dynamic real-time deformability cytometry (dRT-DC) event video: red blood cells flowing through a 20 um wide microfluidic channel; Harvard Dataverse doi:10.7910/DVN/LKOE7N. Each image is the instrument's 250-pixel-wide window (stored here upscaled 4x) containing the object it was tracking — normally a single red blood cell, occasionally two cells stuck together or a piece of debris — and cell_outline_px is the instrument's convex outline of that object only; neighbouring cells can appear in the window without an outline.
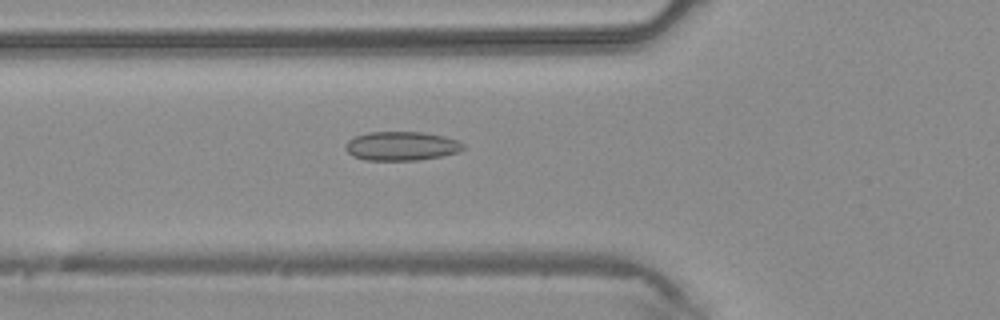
{"species": "common noctule bat (a hibernating species)", "species_latin": "Nyctalus noctula", "temperature_condition": "warm", "stored_images_in_passage": 43, "camera_frame_rate_fps": 3000, "um_per_image_px": 0.085, "animal": {"sex": "male", "body_mass_g": 20.4}, "frame": {"image": 1, "passage_image": 16, "time_ms": 5.0, "image_size_px": [1000, 320], "cell_outline_px": [[464, 148], [460, 152], [440, 156], [416, 160], [364, 160], [352, 156], [344, 148], [344, 144], [348, 140], [356, 136], [368, 132], [424, 132], [444, 136], [456, 140], [464, 144]], "centroid_in_image_um": [34.1, 12.41], "position_along_channel_um": 91.7, "area_um2": 19.94}}
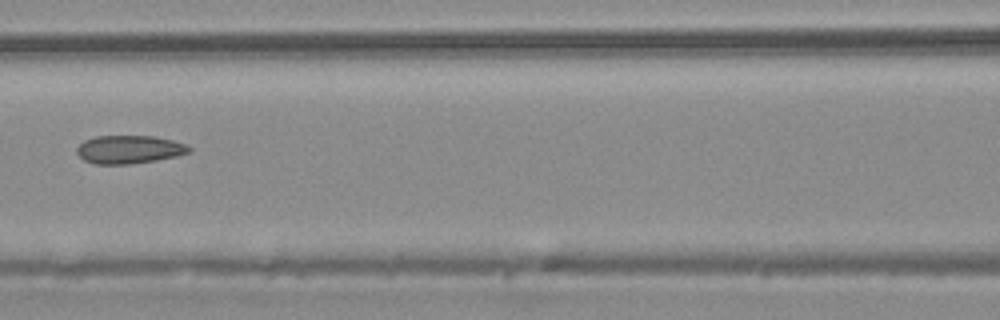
{"frame": {"image": 2, "passage_image": 20, "time_ms": 6.333, "image_size_px": [1000, 320], "cell_outline_px": [[192, 152], [176, 156], [156, 160], [128, 164], [92, 164], [84, 160], [76, 152], [76, 148], [84, 140], [96, 136], [156, 136], [188, 144], [192, 148]], "centroid_in_image_um": [11.0, 12.7], "position_along_channel_um": 155.6, "area_um2": 18.61}}
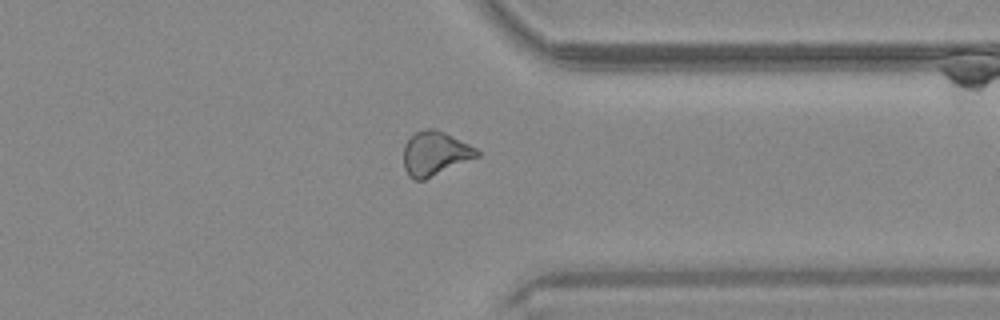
{"frame": {"image": 3, "passage_image": 34, "time_ms": 11.0, "image_size_px": [1000, 320], "cell_outline_px": [[480, 156], [424, 180], [412, 180], [408, 176], [404, 168], [404, 144], [416, 132], [428, 128], [436, 128], [476, 148], [480, 152]], "centroid_in_image_um": [36.97, 13.06], "position_along_channel_um": 374.4, "area_um2": 18.84}}